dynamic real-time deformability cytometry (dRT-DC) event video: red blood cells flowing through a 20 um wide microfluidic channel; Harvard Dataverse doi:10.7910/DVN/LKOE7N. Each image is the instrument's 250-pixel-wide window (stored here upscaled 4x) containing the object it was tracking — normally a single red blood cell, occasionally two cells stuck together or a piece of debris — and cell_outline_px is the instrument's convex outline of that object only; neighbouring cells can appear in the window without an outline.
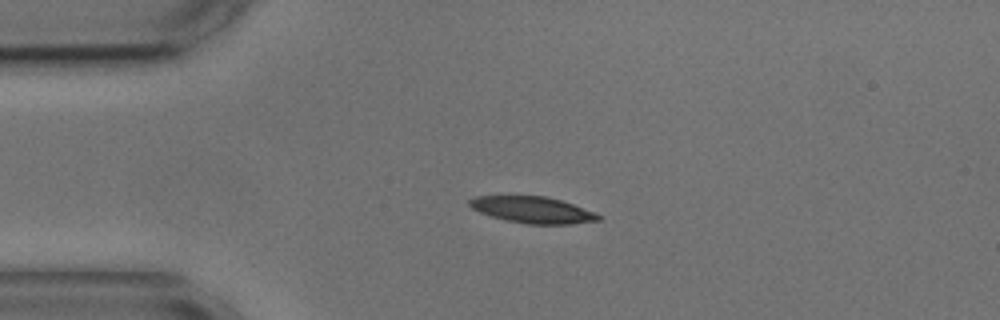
{"species": "common noctule bat (a hibernating species)", "species_latin": "Nyctalus noctula", "temperature_condition": "cold", "stored_images_in_passage": 1, "camera_frame_rate_fps": 3000, "um_per_image_px": 0.085, "animal": {"sex": "male", "body_mass_g": 17.9, "forearm_length_mm": 54.2}, "frame": {"image": 1, "passage_image": 1, "time_ms": 0.0, "image_size_px": [1000, 320], "cell_outline_px": [[604, 216], [600, 220], [572, 224], [528, 224], [508, 220], [492, 216], [480, 212], [472, 208], [468, 204], [468, 200], [476, 196], [544, 196], [560, 200], [596, 212]], "centroid_in_image_um": [45.31, 17.84], "position_along_channel_um": 39.7, "area_um2": 19.77}}